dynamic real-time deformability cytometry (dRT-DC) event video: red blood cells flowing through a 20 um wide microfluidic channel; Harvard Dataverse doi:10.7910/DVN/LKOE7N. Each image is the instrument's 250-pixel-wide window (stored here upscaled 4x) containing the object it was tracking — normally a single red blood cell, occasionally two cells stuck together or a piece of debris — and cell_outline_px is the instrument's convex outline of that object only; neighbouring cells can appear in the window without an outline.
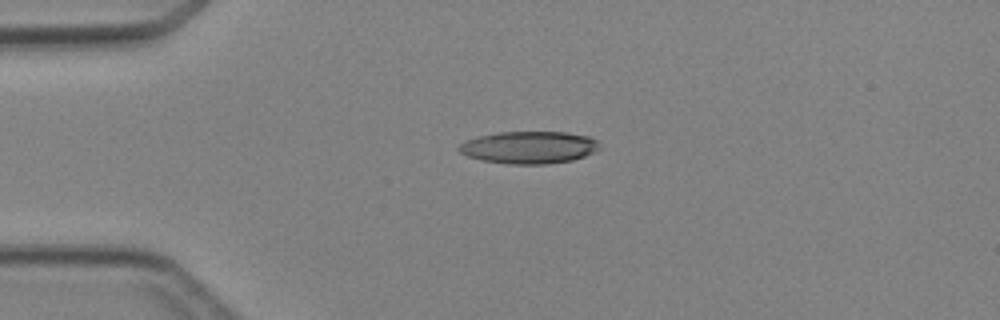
{"species": "Egyptian fruit bat (a non-hibernating species)", "species_latin": "Rousettus aegyptiacus", "temperature_condition": "cold", "stored_images_in_passage": 5, "camera_frame_rate_fps": 3000, "um_per_image_px": 0.085, "animal": {"sex": "female"}, "frame": {"image": 1, "passage_image": 3, "time_ms": 2.333, "image_size_px": [1000, 320], "cell_outline_px": [[600, 148], [596, 152], [572, 160], [548, 164], [512, 164], [480, 160], [468, 156], [460, 152], [456, 148], [460, 144], [468, 140], [480, 136], [496, 132], [568, 132], [588, 136], [596, 140], [600, 144]], "centroid_in_image_um": [44.99, 12.53], "position_along_channel_um": 40.0, "area_um2": 26.53}}
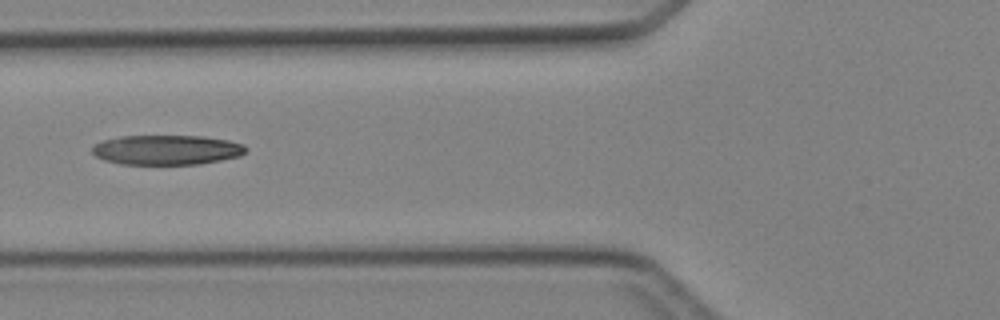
{"frame": {"image": 2, "passage_image": 5, "time_ms": 4.667, "image_size_px": [1000, 320], "cell_outline_px": [[248, 148], [240, 156], [200, 164], [120, 164], [104, 160], [96, 156], [92, 152], [92, 148], [96, 144], [104, 140], [120, 136], [204, 136], [228, 140], [244, 144]], "centroid_in_image_um": [14.19, 12.74], "position_along_channel_um": 111.6, "area_um2": 26.65}}